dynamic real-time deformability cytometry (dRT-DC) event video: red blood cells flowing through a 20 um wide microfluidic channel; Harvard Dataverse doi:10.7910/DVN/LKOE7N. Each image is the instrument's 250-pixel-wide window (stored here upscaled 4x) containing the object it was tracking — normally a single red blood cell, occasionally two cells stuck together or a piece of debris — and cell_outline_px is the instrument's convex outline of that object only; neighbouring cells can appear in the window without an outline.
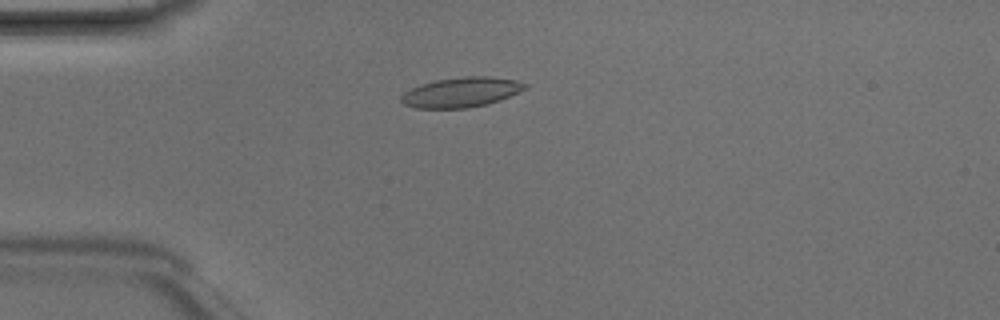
{"species": "Egyptian fruit bat (a non-hibernating species)", "species_latin": "Rousettus aegyptiacus", "temperature_condition": "room temperature", "stored_images_in_passage": 5, "camera_frame_rate_fps": 3000, "um_per_image_px": 0.085, "animal": {"sex": "male"}, "frame": {"image": 1, "passage_image": 5, "time_ms": 1.333, "image_size_px": [1000, 320], "cell_outline_px": [[528, 88], [488, 104], [468, 108], [412, 108], [404, 104], [400, 100], [400, 96], [404, 92], [412, 88], [436, 80], [464, 76], [488, 76], [516, 80], [528, 84]], "centroid_in_image_um": [39.2, 7.84], "position_along_channel_um": 45.8, "area_um2": 21.5}}